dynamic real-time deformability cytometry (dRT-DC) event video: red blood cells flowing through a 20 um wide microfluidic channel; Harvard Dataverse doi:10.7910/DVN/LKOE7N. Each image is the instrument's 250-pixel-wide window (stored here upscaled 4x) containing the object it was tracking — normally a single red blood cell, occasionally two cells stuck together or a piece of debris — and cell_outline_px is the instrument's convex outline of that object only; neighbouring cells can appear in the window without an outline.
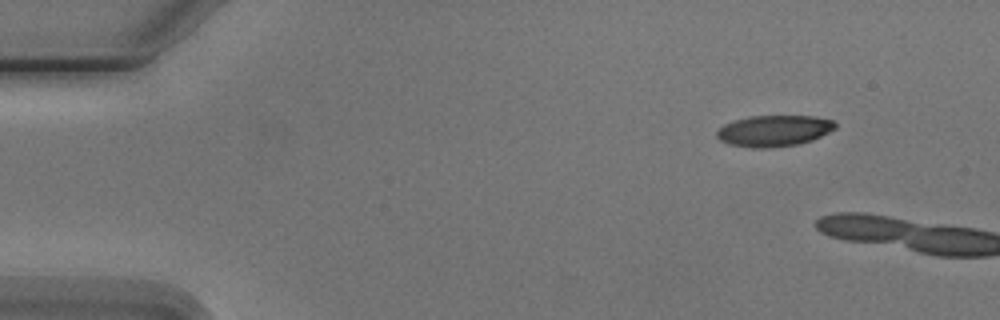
{"species": "Egyptian fruit bat (a non-hibernating species)", "species_latin": "Rousettus aegyptiacus", "temperature_condition": "cold", "stored_images_in_passage": 4, "camera_frame_rate_fps": 3000, "um_per_image_px": 0.085, "animal": {"sex": "male"}, "frame": {"image": 1, "passage_image": 1, "time_ms": 0.0, "image_size_px": [1000, 320], "cell_outline_px": [[836, 128], [812, 140], [796, 144], [768, 148], [752, 148], [728, 144], [720, 140], [716, 136], [716, 132], [724, 124], [736, 120], [752, 116], [816, 116], [832, 120], [836, 124]], "centroid_in_image_um": [65.77, 11.12], "position_along_channel_um": 19.2, "area_um2": 21.39}}